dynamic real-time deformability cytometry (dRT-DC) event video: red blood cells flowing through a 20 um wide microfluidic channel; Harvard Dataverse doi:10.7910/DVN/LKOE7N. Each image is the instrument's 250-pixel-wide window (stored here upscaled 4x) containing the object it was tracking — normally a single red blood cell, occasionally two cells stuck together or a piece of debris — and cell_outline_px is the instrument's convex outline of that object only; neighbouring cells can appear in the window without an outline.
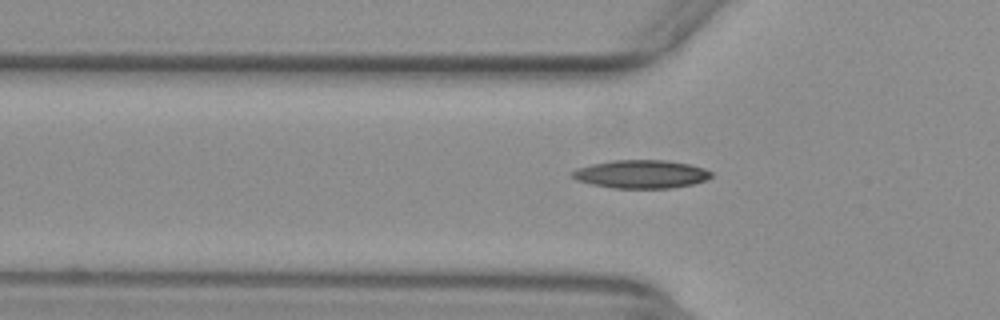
{"species": "common noctule bat (a hibernating species)", "species_latin": "Nyctalus noctula", "temperature_condition": "warm", "stored_images_in_passage": 34, "camera_frame_rate_fps": 3000, "um_per_image_px": 0.085, "animal": {"sex": "female", "body_mass_g": 29.2, "forearm_length_mm": 56.3}, "frame": {"image": 1, "passage_image": 4, "time_ms": 1.0, "image_size_px": [1000, 320], "cell_outline_px": [[712, 176], [704, 180], [692, 184], [672, 188], [612, 188], [592, 184], [576, 180], [568, 176], [576, 168], [592, 164], [612, 160], [664, 160], [688, 164], [704, 168], [712, 172]], "centroid_in_image_um": [54.45, 14.8], "position_along_channel_um": 71.3, "area_um2": 22.89}}
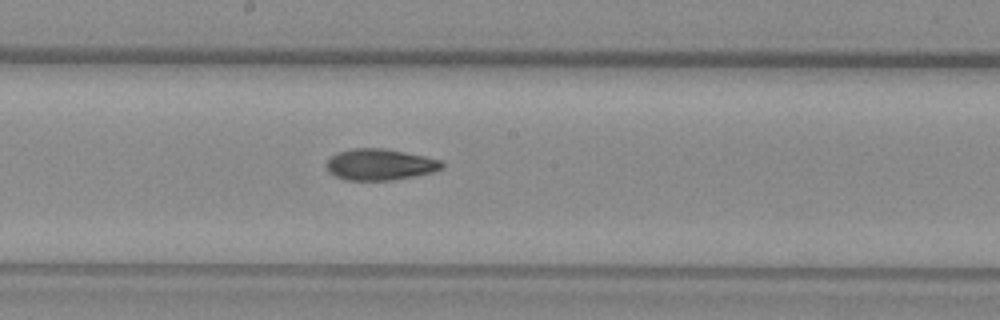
{"frame": {"image": 2, "passage_image": 15, "time_ms": 4.667, "image_size_px": [1000, 320], "cell_outline_px": [[444, 168], [432, 172], [416, 176], [392, 180], [344, 180], [328, 172], [328, 160], [332, 156], [340, 152], [352, 148], [384, 148], [424, 156], [440, 160], [444, 164]], "centroid_in_image_um": [32.32, 13.99], "position_along_channel_um": 215.9, "area_um2": 20.92}}
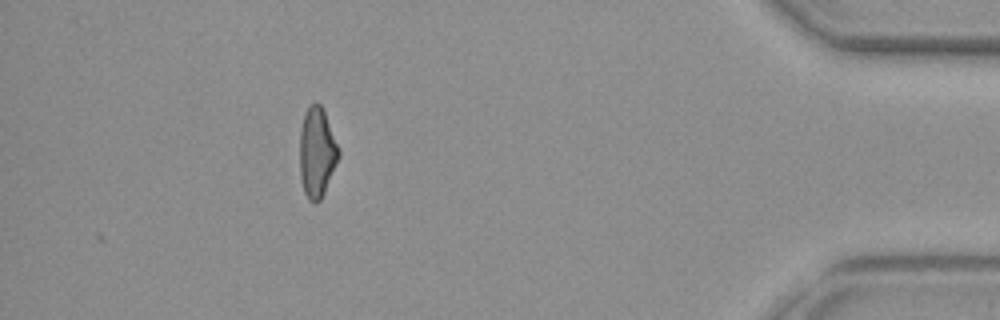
{"frame": {"image": 3, "passage_image": 34, "time_ms": 11.0, "image_size_px": [1000, 320], "cell_outline_px": [[340, 156], [324, 192], [320, 200], [316, 204], [312, 204], [308, 200], [304, 192], [300, 180], [300, 128], [304, 112], [316, 100], [320, 104], [324, 112], [340, 152]], "centroid_in_image_um": [26.91, 12.99], "position_along_channel_um": 408.3, "area_um2": 20.4}, "authors_computed_cell_mechanics": {"area_um2": 20.8369, "velocity_mm_per_s": 3.928, "shape_relaxation_time_tau1_ms": null, "shape_relaxation_time_tau2_ms": 3.301, "deformation_change_tau1": null, "deformation_change_tau2": 0.1076}}